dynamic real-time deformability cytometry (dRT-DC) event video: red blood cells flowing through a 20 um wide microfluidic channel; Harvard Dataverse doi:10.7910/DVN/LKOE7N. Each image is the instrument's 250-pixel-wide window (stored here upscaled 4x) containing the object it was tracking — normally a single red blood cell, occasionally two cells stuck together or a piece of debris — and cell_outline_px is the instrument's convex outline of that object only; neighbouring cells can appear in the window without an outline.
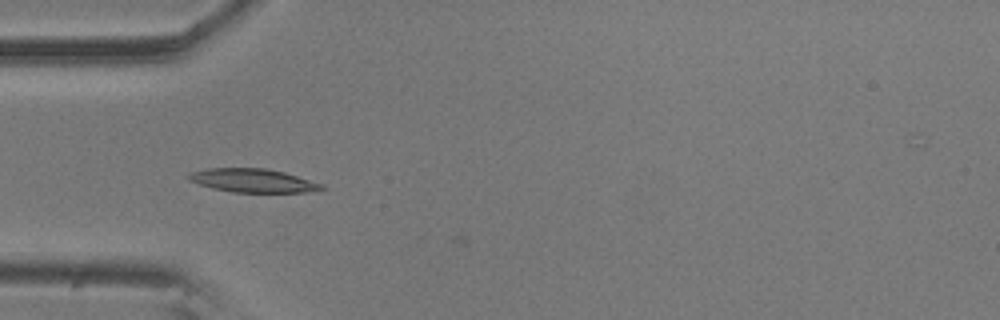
{"species": "common noctule bat (a hibernating species)", "species_latin": "Nyctalus noctula", "temperature_condition": "room temperature", "stored_images_in_passage": 43, "camera_frame_rate_fps": 3000, "um_per_image_px": 0.085, "animal": {"sex": "male", "body_mass_g": 20.5, "forearm_length_mm": 52.5}, "frame": {"image": 1, "passage_image": 3, "time_ms": 0.667, "image_size_px": [1000, 320], "cell_outline_px": [[324, 188], [304, 192], [232, 192], [212, 188], [188, 180], [184, 176], [192, 172], [208, 168], [264, 168], [284, 172], [324, 184]], "centroid_in_image_um": [21.45, 15.34], "position_along_channel_um": 63.5, "area_um2": 18.15}}
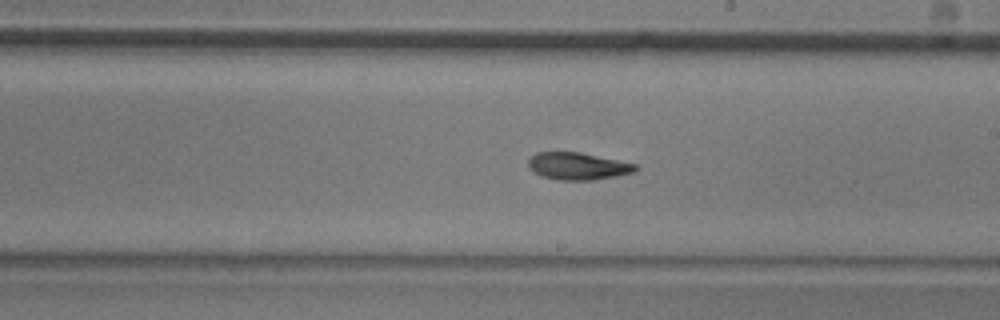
{"frame": {"image": 2, "passage_image": 18, "time_ms": 5.667, "image_size_px": [1000, 320], "cell_outline_px": [[640, 168], [636, 172], [616, 176], [592, 180], [556, 180], [540, 176], [528, 168], [528, 160], [536, 152], [580, 152], [636, 164]], "centroid_in_image_um": [49.11, 14.13], "position_along_channel_um": 239.9, "area_um2": 17.17}}
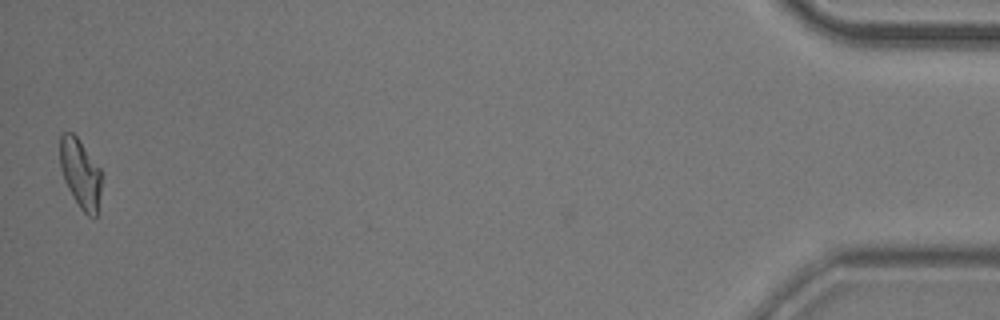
{"frame": {"image": 3, "passage_image": 42, "time_ms": 13.667, "image_size_px": [1000, 320], "cell_outline_px": [[100, 192], [96, 216], [88, 216], [80, 208], [68, 188], [64, 180], [60, 168], [60, 136], [64, 132], [72, 132], [76, 136], [100, 168]], "centroid_in_image_um": [6.81, 14.73], "position_along_channel_um": 428.4, "area_um2": 16.42}, "authors_computed_cell_mechanics": {"area_um2": 17.34, "velocity_mm_per_s": 3.5251, "shape_relaxation_time_tau1_ms": 5.9289, "shape_relaxation_time_tau2_ms": 5.6726, "deformation_change_tau1": 0.166, "deformation_change_tau2": 0.1255}}